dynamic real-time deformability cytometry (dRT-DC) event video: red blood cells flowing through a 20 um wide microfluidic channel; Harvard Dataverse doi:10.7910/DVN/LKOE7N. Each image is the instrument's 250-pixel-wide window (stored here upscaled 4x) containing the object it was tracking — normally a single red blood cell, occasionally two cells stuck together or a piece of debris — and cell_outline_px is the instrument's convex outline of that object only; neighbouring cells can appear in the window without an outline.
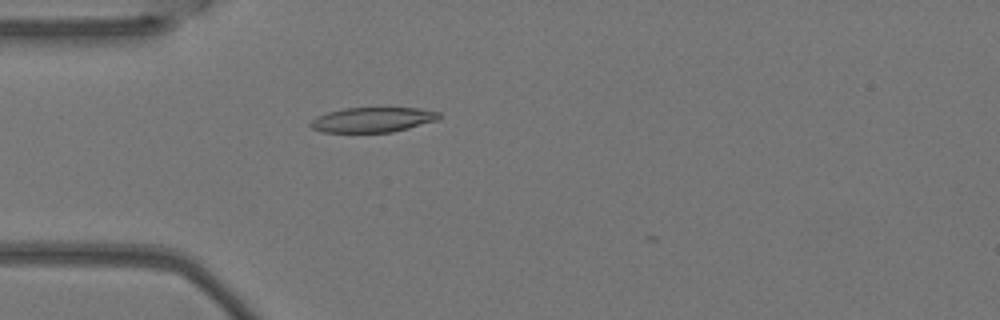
{"species": "Egyptian fruit bat (a non-hibernating species)", "species_latin": "Rousettus aegyptiacus", "temperature_condition": "warm", "stored_images_in_passage": 3, "camera_frame_rate_fps": 3000, "um_per_image_px": 0.085, "animal": {"sex": "female"}, "frame": {"image": 1, "passage_image": 2, "time_ms": 0.333, "image_size_px": [1000, 320], "cell_outline_px": [[440, 116], [436, 120], [408, 128], [392, 132], [324, 132], [312, 128], [308, 124], [312, 120], [328, 112], [344, 108], [420, 108], [440, 112]], "centroid_in_image_um": [31.68, 10.17], "position_along_channel_um": 53.3, "area_um2": 18.44}}